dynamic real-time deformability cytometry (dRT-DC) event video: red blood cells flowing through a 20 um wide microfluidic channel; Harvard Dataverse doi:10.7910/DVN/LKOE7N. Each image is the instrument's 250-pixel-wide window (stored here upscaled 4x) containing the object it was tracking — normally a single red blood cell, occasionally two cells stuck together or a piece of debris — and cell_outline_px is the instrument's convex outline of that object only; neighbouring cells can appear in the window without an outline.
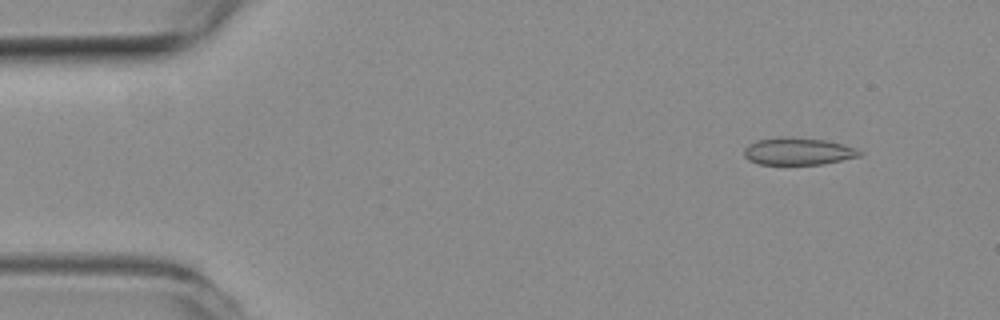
{"species": "common noctule bat (a hibernating species)", "species_latin": "Nyctalus noctula", "temperature_condition": "room temperature", "stored_images_in_passage": 56, "camera_frame_rate_fps": 3000, "um_per_image_px": 0.085, "animal": {"sex": "female", "body_mass_g": 19.3, "forearm_length_mm": 54.1}, "frame": {"image": 1, "passage_image": 5, "time_ms": 1.333, "image_size_px": [1000, 320], "cell_outline_px": [[864, 152], [860, 156], [824, 164], [760, 164], [748, 160], [744, 156], [744, 148], [748, 144], [756, 140], [780, 136], [792, 136], [824, 140], [856, 148]], "centroid_in_image_um": [67.81, 12.85], "position_along_channel_um": 17.2, "area_um2": 18.5}}
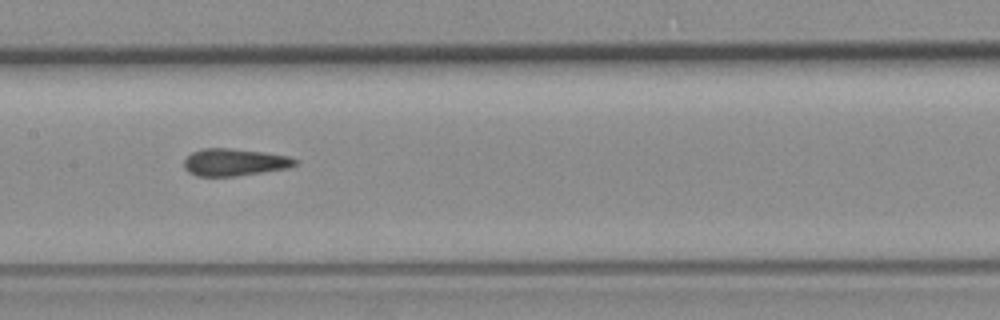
{"frame": {"image": 2, "passage_image": 27, "time_ms": 8.667, "image_size_px": [1000, 320], "cell_outline_px": [[300, 160], [296, 164], [288, 168], [264, 172], [236, 176], [196, 176], [188, 172], [184, 168], [184, 160], [192, 152], [204, 148], [228, 148], [264, 152], [288, 156]], "centroid_in_image_um": [19.94, 13.79], "position_along_channel_um": 187.5, "area_um2": 17.69}}
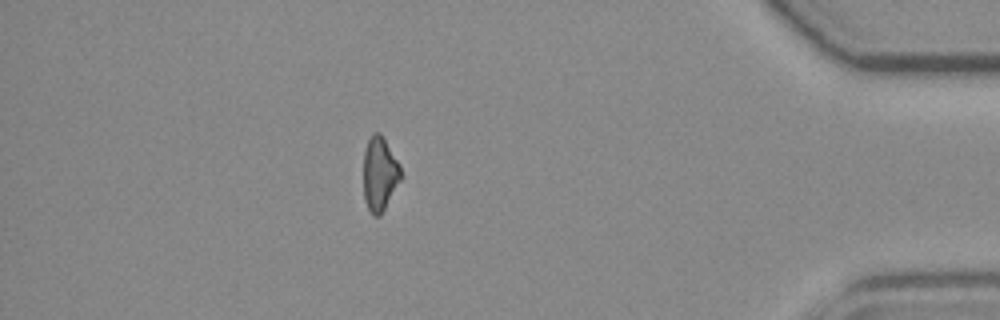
{"frame": {"image": 3, "passage_image": 49, "time_ms": 16.0, "image_size_px": [1000, 320], "cell_outline_px": [[404, 176], [380, 216], [372, 216], [364, 200], [364, 152], [368, 140], [372, 132], [380, 132], [400, 164]], "centroid_in_image_um": [32.3, 14.79], "position_along_channel_um": 402.9, "area_um2": 16.42}, "authors_computed_cell_mechanics": {"area_um2": 17.7157, "velocity_mm_per_s": 3.6044, "shape_relaxation_time_tau1_ms": null, "shape_relaxation_time_tau2_ms": 3.4059, "deformation_change_tau1": null, "deformation_change_tau2": 0.0805}}